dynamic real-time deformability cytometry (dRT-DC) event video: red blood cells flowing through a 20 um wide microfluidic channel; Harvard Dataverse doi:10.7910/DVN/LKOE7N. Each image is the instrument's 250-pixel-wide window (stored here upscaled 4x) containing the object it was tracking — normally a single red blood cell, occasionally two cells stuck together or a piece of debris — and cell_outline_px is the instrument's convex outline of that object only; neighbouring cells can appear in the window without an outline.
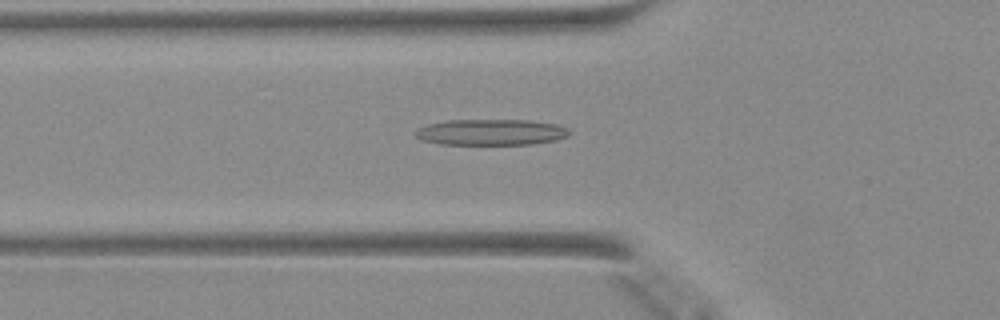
{"species": "Egyptian fruit bat (a non-hibernating species)", "species_latin": "Rousettus aegyptiacus", "temperature_condition": "warm", "stored_images_in_passage": 40, "camera_frame_rate_fps": 3000, "um_per_image_px": 0.085, "animal": {"sex": "female"}, "frame": {"image": 1, "passage_image": 15, "time_ms": 4.667, "image_size_px": [1000, 320], "cell_outline_px": [[572, 132], [568, 136], [556, 140], [532, 144], [440, 144], [424, 140], [416, 136], [416, 132], [420, 128], [428, 124], [448, 120], [528, 120], [556, 124], [568, 128]], "centroid_in_image_um": [41.8, 11.23], "position_along_channel_um": 84.0, "area_um2": 23.18}}
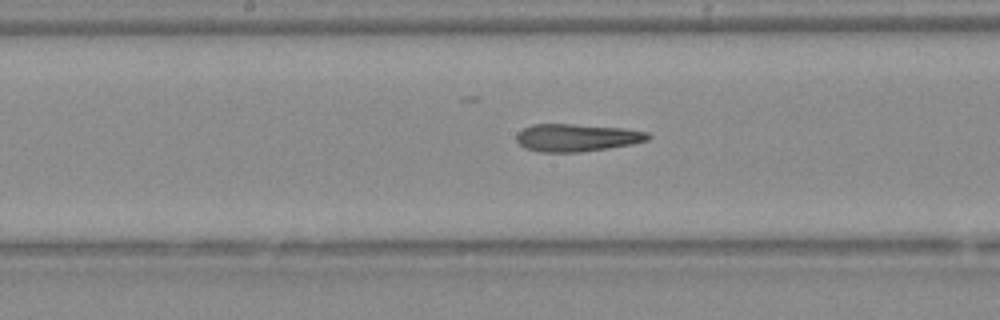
{"frame": {"image": 2, "passage_image": 23, "time_ms": 7.333, "image_size_px": [1000, 320], "cell_outline_px": [[652, 136], [648, 140], [632, 144], [608, 148], [580, 152], [540, 152], [524, 148], [516, 140], [516, 136], [524, 128], [532, 124], [572, 124], [624, 128], [648, 132]], "centroid_in_image_um": [49.04, 11.7], "position_along_channel_um": 199.2, "area_um2": 21.15}}
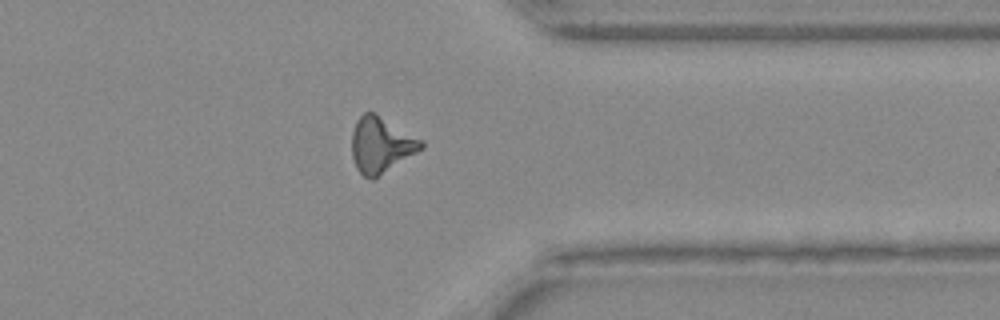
{"frame": {"image": 3, "passage_image": 36, "time_ms": 11.667, "image_size_px": [1000, 320], "cell_outline_px": [[424, 148], [372, 180], [364, 176], [356, 168], [352, 156], [352, 132], [356, 120], [364, 112], [376, 112], [424, 140]], "centroid_in_image_um": [32.4, 12.29], "position_along_channel_um": 379.0, "area_um2": 22.77}}